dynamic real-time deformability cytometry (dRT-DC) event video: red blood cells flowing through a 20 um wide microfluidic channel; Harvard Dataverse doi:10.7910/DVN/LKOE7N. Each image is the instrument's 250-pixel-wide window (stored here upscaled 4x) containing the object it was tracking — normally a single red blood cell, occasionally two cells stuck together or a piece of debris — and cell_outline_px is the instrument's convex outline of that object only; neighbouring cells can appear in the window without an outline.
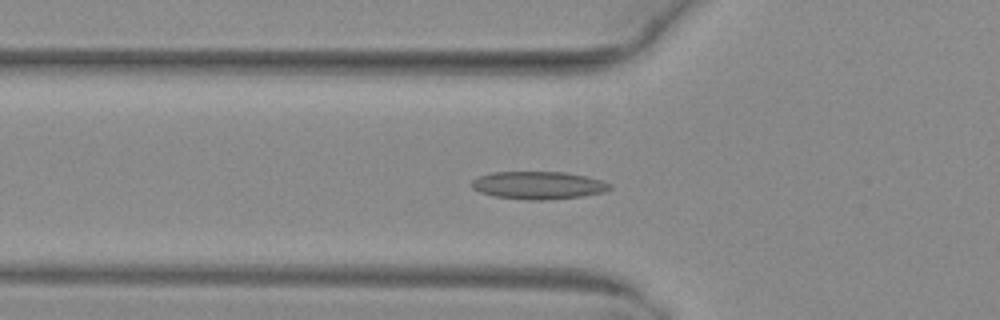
{"species": "common noctule bat (a hibernating species)", "species_latin": "Nyctalus noctula", "temperature_condition": "warm", "stored_images_in_passage": 44, "camera_frame_rate_fps": 3000, "um_per_image_px": 0.085, "animal": {"sex": "female", "body_mass_g": 29.2, "forearm_length_mm": 56.3}, "frame": {"image": 1, "passage_image": 10, "time_ms": 3.0, "image_size_px": [1000, 320], "cell_outline_px": [[612, 188], [604, 192], [584, 196], [544, 200], [528, 200], [492, 196], [480, 192], [472, 188], [472, 180], [480, 176], [492, 172], [564, 172], [588, 176], [612, 184]], "centroid_in_image_um": [45.78, 15.75], "position_along_channel_um": 80.0, "area_um2": 22.43}}
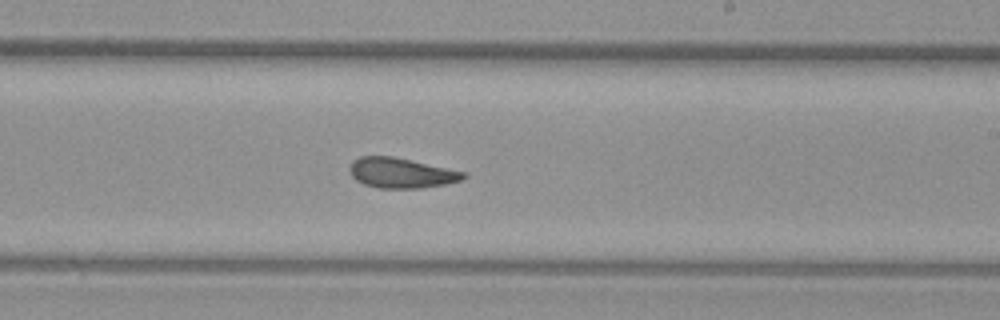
{"frame": {"image": 2, "passage_image": 23, "time_ms": 7.333, "image_size_px": [1000, 320], "cell_outline_px": [[468, 176], [464, 180], [424, 188], [376, 188], [364, 184], [356, 180], [352, 176], [348, 168], [352, 160], [360, 156], [392, 156], [468, 172]], "centroid_in_image_um": [34.12, 14.7], "position_along_channel_um": 254.9, "area_um2": 20.29}}
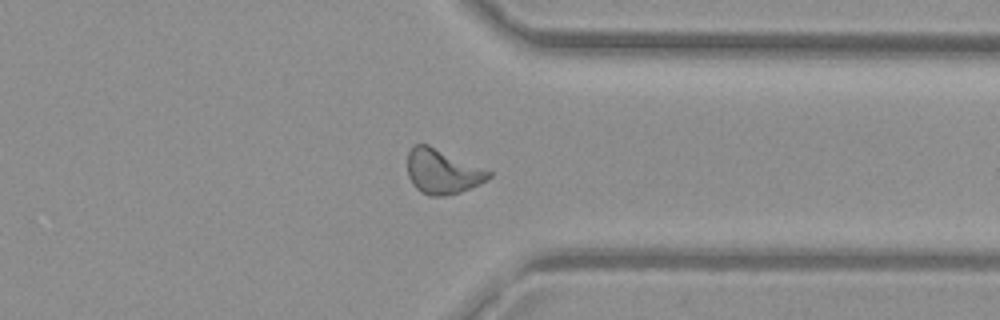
{"frame": {"image": 3, "passage_image": 32, "time_ms": 10.333, "image_size_px": [1000, 320], "cell_outline_px": [[492, 176], [488, 180], [480, 184], [460, 192], [448, 196], [428, 196], [420, 192], [412, 184], [408, 176], [408, 152], [416, 144], [428, 144], [492, 172]], "centroid_in_image_um": [37.6, 14.61], "position_along_channel_um": 373.8, "area_um2": 21.15}, "authors_computed_cell_mechanics": {"area_um2": 20.8947, "velocity_mm_per_s": 4.0322, "shape_relaxation_time_tau1_ms": null, "shape_relaxation_time_tau2_ms": 4.1127, "deformation_change_tau1": null, "deformation_change_tau2": 0.125}}